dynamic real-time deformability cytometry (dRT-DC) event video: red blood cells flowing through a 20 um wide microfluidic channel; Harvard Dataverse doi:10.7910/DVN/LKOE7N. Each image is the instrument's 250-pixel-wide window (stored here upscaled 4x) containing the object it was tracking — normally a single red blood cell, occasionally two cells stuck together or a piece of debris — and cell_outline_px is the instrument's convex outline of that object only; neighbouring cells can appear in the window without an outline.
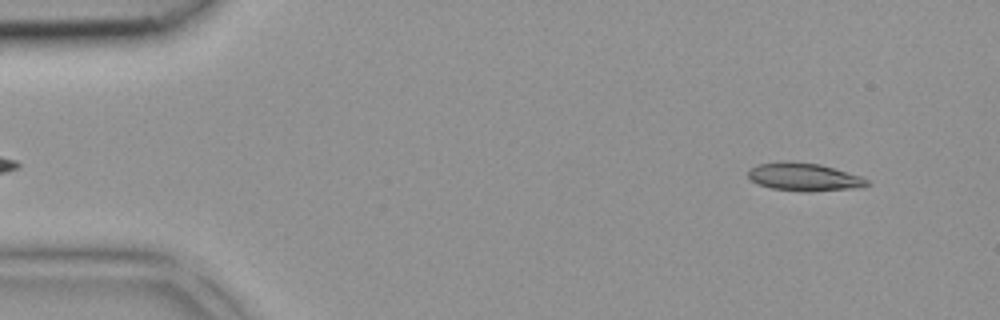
{"species": "common noctule bat (a hibernating species)", "species_latin": "Nyctalus noctula", "temperature_condition": "room temperature", "stored_images_in_passage": 41, "camera_frame_rate_fps": 3000, "um_per_image_px": 0.085, "animal": {"sex": "female", "body_mass_g": 18.4}, "frame": {"image": 1, "passage_image": 3, "time_ms": 0.667, "image_size_px": [1000, 320], "cell_outline_px": [[872, 184], [852, 188], [808, 192], [804, 192], [772, 188], [760, 184], [752, 180], [748, 176], [748, 168], [756, 164], [784, 160], [788, 160], [820, 164], [864, 176]], "centroid_in_image_um": [68.35, 15.02], "position_along_channel_um": 16.7, "area_um2": 19.65}}
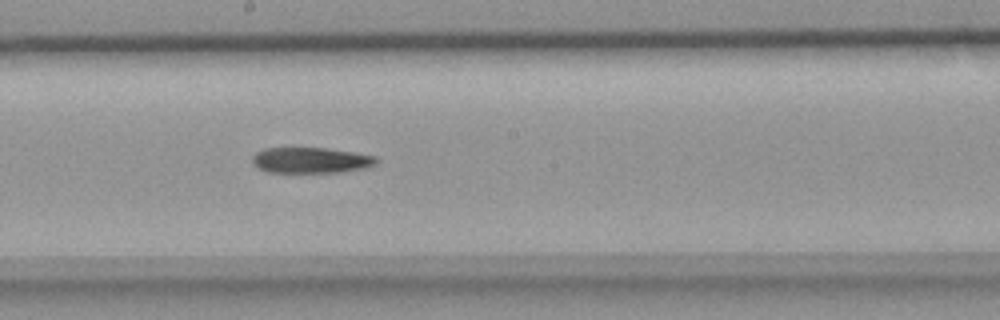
{"frame": {"image": 2, "passage_image": 22, "time_ms": 7.0, "image_size_px": [1000, 320], "cell_outline_px": [[380, 160], [376, 164], [368, 168], [340, 172], [268, 172], [252, 164], [252, 156], [256, 152], [264, 148], [328, 148], [376, 156]], "centroid_in_image_um": [26.45, 13.62], "position_along_channel_um": 221.7, "area_um2": 18.73}}
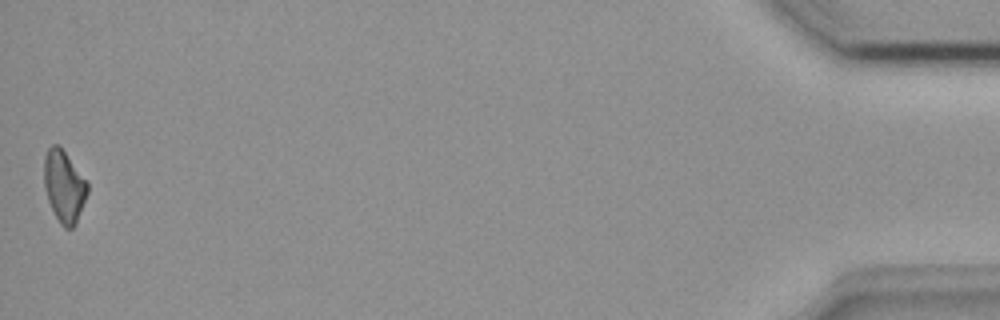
{"frame": {"image": 3, "passage_image": 41, "time_ms": 13.333, "image_size_px": [1000, 320], "cell_outline_px": [[88, 192], [76, 224], [72, 228], [64, 228], [60, 224], [48, 200], [44, 188], [44, 156], [48, 148], [52, 144], [56, 144], [64, 152], [88, 180]], "centroid_in_image_um": [5.45, 15.84], "position_along_channel_um": 429.7, "area_um2": 18.15}}